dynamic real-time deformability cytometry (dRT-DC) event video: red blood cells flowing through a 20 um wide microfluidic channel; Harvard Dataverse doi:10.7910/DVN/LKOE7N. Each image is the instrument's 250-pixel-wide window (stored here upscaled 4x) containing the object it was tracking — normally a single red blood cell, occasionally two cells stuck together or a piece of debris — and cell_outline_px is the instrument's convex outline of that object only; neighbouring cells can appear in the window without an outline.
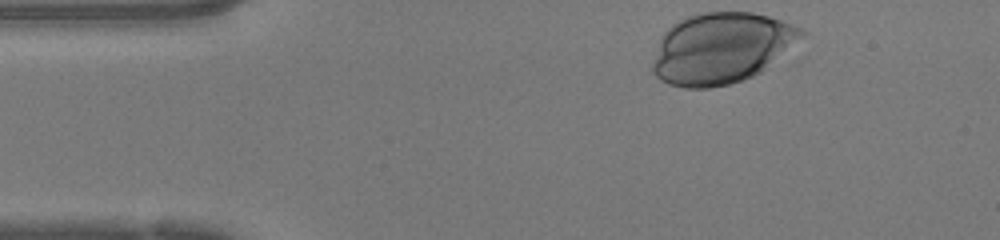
{"species": "human", "species_latin": "Homo sapiens", "temperature_condition": "warm", "stored_images_in_passage": 33, "camera_frame_rate_fps": 3000, "um_per_image_px": 0.085, "donor": {"sex": "female"}, "frame": {"image": 1, "passage_image": 1, "time_ms": 0.0, "image_size_px": [1000, 240], "cell_outline_px": [[804, 36], [760, 72], [752, 76], [728, 84], [708, 88], [684, 88], [668, 84], [660, 80], [652, 72], [652, 64], [660, 40], [664, 32], [672, 24], [688, 16], [704, 12], [752, 12], [768, 16], [780, 20], [800, 28], [804, 32]], "centroid_in_image_um": [61.27, 4.09], "position_along_channel_um": 23.7, "area_um2": 60.81}}
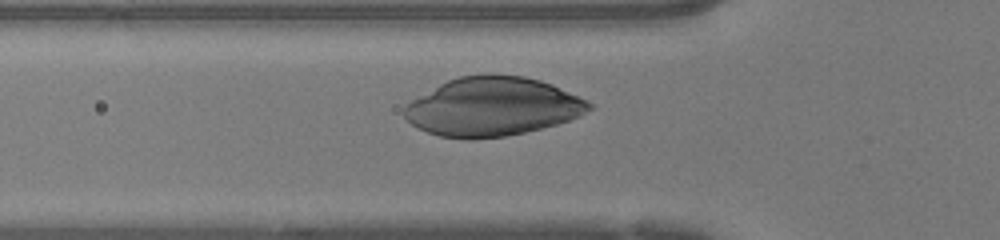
{"frame": {"image": 2, "passage_image": 10, "time_ms": 3.0, "image_size_px": [1000, 240], "cell_outline_px": [[592, 108], [580, 116], [556, 124], [524, 132], [504, 136], [468, 140], [440, 136], [416, 128], [404, 116], [404, 108], [412, 100], [440, 84], [448, 80], [460, 76], [524, 76], [540, 80], [552, 84], [592, 104]], "centroid_in_image_um": [41.84, 9.1], "position_along_channel_um": 84.0, "area_um2": 62.19}}
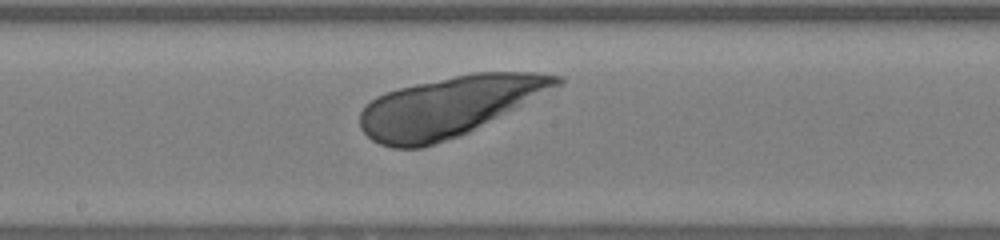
{"frame": {"image": 3, "passage_image": 19, "time_ms": 6.0, "image_size_px": [1000, 240], "cell_outline_px": [[564, 80], [560, 84], [468, 132], [460, 136], [420, 148], [392, 148], [380, 144], [372, 140], [360, 128], [360, 112], [376, 96], [400, 88], [416, 84], [472, 72], [536, 72], [564, 76]], "centroid_in_image_um": [38.13, 9.05], "position_along_channel_um": 210.1, "area_um2": 67.63}}